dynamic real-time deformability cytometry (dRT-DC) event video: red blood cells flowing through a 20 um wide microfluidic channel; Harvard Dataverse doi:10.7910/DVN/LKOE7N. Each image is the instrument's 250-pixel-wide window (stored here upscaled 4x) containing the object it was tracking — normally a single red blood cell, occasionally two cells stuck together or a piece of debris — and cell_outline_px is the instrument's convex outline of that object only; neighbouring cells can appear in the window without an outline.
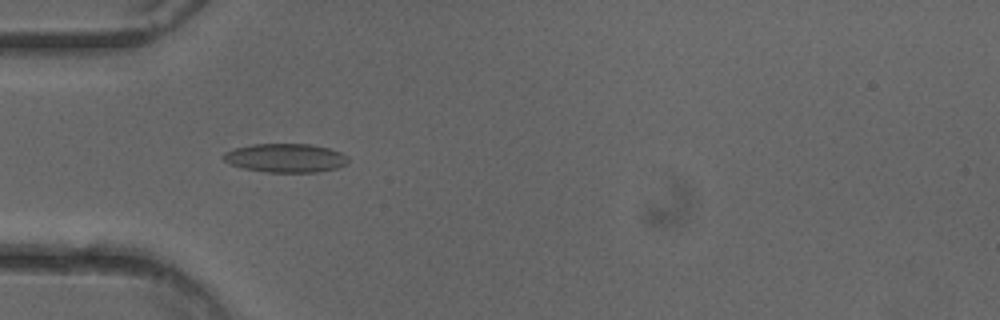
{"species": "common noctule bat (a hibernating species)", "species_latin": "Nyctalus noctula", "temperature_condition": "cold", "stored_images_in_passage": 51, "camera_frame_rate_fps": 3000, "um_per_image_px": 0.085, "animal": {"sex": "female"}, "frame": {"image": 1, "passage_image": 16, "time_ms": 5.0, "image_size_px": [1000, 320], "cell_outline_px": [[348, 164], [336, 168], [316, 172], [264, 172], [244, 168], [228, 164], [220, 156], [224, 152], [236, 148], [252, 144], [312, 144], [328, 148], [340, 152], [348, 156]], "centroid_in_image_um": [24.25, 13.43], "position_along_channel_um": 60.7, "area_um2": 21.04}}
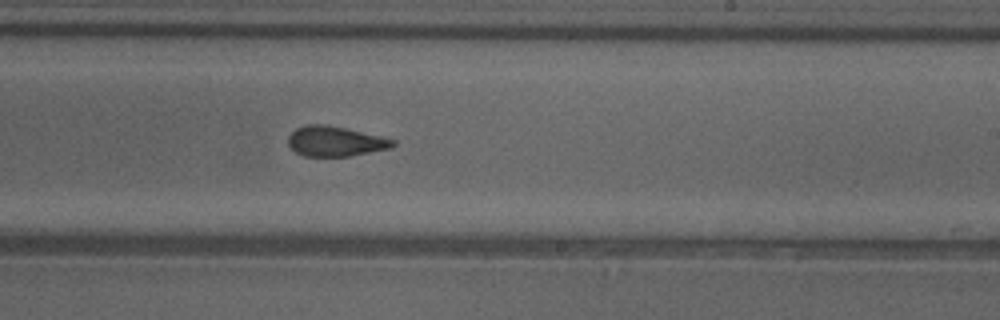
{"frame": {"image": 2, "passage_image": 31, "time_ms": 10.0, "image_size_px": [1000, 320], "cell_outline_px": [[396, 144], [388, 148], [348, 156], [304, 156], [296, 152], [288, 144], [288, 136], [296, 128], [304, 124], [324, 124], [344, 128], [380, 136], [396, 140]], "centroid_in_image_um": [28.45, 12.0], "position_along_channel_um": 260.5, "area_um2": 18.09}}
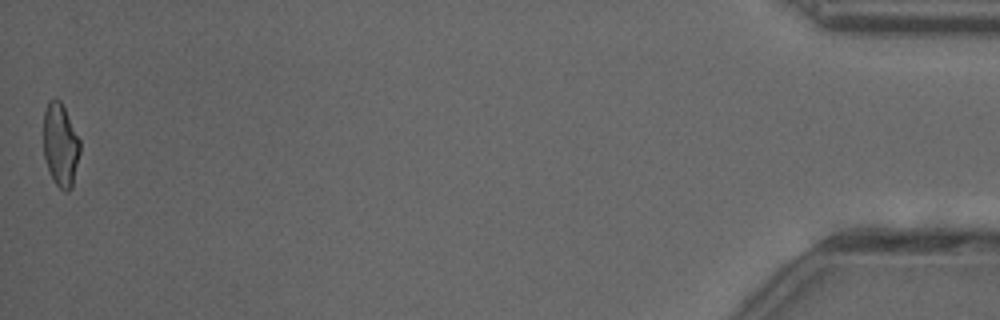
{"frame": {"image": 3, "passage_image": 51, "time_ms": 16.667, "image_size_px": [1000, 320], "cell_outline_px": [[80, 152], [72, 188], [68, 192], [64, 192], [56, 184], [48, 168], [44, 156], [44, 112], [48, 100], [60, 100], [80, 140]], "centroid_in_image_um": [5.15, 12.34], "position_along_channel_um": 430.1, "area_um2": 17.51}, "authors_computed_cell_mechanics": {"area_um2": 19.1318, "velocity_mm_per_s": 4.0389, "shape_relaxation_time_tau1_ms": null, "shape_relaxation_time_tau2_ms": 2.2116, "deformation_change_tau1": null, "deformation_change_tau2": 0.0804}}